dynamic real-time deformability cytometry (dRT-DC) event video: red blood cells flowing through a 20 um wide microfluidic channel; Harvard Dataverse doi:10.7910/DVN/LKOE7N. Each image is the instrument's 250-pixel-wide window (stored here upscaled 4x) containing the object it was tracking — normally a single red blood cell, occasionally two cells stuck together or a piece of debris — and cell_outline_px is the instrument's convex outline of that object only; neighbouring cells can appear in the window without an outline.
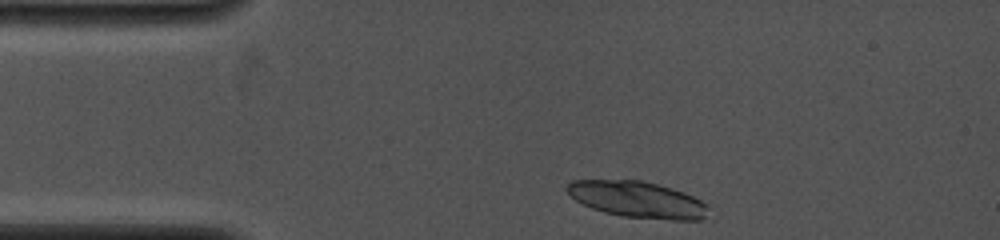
{"species": "common noctule bat (a hibernating species)", "species_latin": "Nyctalus noctula", "temperature_condition": "cold", "stored_images_in_passage": 2, "camera_frame_rate_fps": 4000, "um_per_image_px": 0.085, "animal": {"sex": "female", "body_mass_g": 19.0, "forearm_length_mm": 53.3}, "frame": {"image": 1, "passage_image": 1, "time_ms": 0.0, "image_size_px": [1000, 240], "cell_outline_px": [[708, 204], [704, 216], [700, 220], [672, 220], [624, 216], [604, 212], [592, 208], [576, 200], [564, 188], [572, 180], [640, 180], [672, 188], [684, 192]], "centroid_in_image_um": [54.17, 16.95], "position_along_channel_um": 30.8, "area_um2": 29.59}}